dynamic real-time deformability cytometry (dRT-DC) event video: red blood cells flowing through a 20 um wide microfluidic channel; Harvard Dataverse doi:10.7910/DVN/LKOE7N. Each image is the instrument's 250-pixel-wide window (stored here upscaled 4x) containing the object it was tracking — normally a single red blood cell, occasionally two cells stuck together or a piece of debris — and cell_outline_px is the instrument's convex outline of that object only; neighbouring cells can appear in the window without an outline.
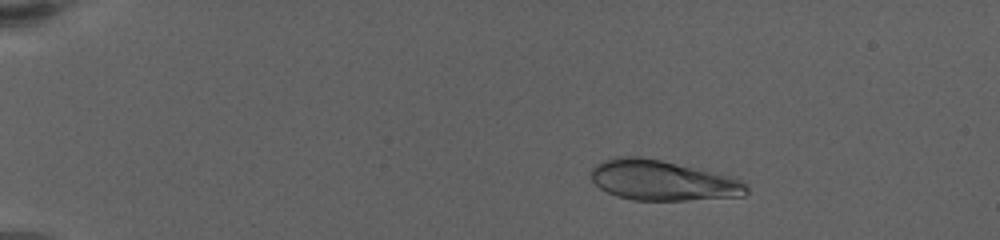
{"species": "human", "species_latin": "Homo sapiens", "temperature_condition": "warm", "stored_images_in_passage": 9, "camera_frame_rate_fps": 3000, "um_per_image_px": 0.085, "donor": {"sex": "female"}, "frame": {"image": 1, "passage_image": 4, "time_ms": 3.667, "image_size_px": [1000, 240], "cell_outline_px": [[748, 192], [744, 196], [684, 200], [632, 200], [616, 196], [600, 188], [592, 180], [592, 168], [596, 164], [604, 160], [616, 156], [640, 156], [660, 160], [736, 176], [748, 188]], "centroid_in_image_um": [56.34, 15.33], "position_along_channel_um": 28.7, "area_um2": 36.53}}
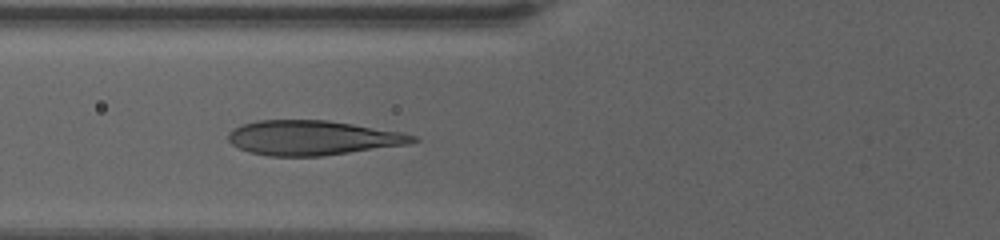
{"frame": {"image": 2, "passage_image": 8, "time_ms": 8.667, "image_size_px": [1000, 240], "cell_outline_px": [[420, 140], [408, 144], [320, 156], [268, 156], [248, 152], [232, 144], [228, 140], [228, 132], [232, 128], [240, 124], [256, 120], [328, 120], [400, 132], [416, 136]], "centroid_in_image_um": [26.5, 11.71], "position_along_channel_um": 99.3, "area_um2": 37.17}}
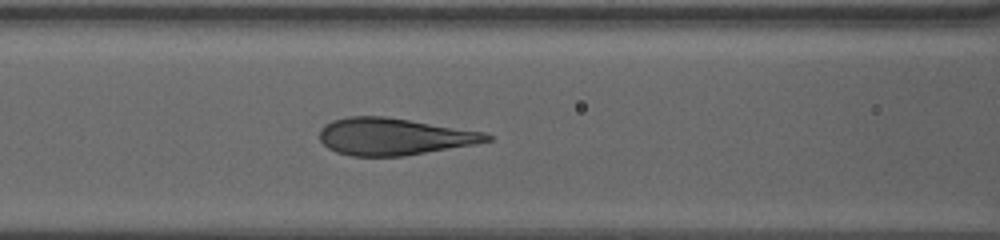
{"frame": {"image": 3, "passage_image": 9, "time_ms": 9.667, "image_size_px": [1000, 240], "cell_outline_px": [[492, 140], [476, 144], [404, 156], [352, 156], [336, 152], [328, 148], [320, 140], [320, 128], [324, 124], [332, 120], [348, 116], [384, 116], [484, 132], [492, 136]], "centroid_in_image_um": [33.45, 11.61], "position_along_channel_um": 133.1, "area_um2": 36.01}}